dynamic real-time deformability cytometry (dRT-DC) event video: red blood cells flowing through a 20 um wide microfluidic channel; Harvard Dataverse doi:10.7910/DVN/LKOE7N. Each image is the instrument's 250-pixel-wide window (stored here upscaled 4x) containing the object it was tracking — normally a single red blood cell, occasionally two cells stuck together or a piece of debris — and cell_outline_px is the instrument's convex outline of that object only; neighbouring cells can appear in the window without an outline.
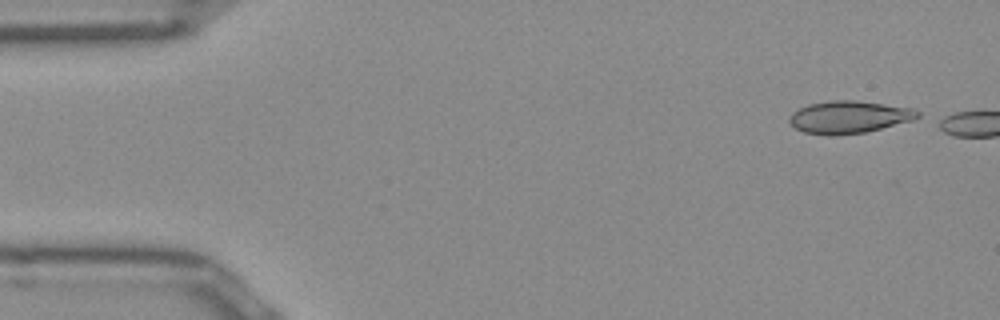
{"species": "Egyptian fruit bat (a non-hibernating species)", "species_latin": "Rousettus aegyptiacus", "temperature_condition": "room temperature", "stored_images_in_passage": 4, "camera_frame_rate_fps": 3000, "um_per_image_px": 0.085, "frame": {"image": 1, "passage_image": 1, "time_ms": 0.0, "image_size_px": [1000, 320], "cell_outline_px": [[920, 116], [912, 120], [864, 132], [832, 136], [828, 136], [804, 132], [796, 128], [788, 120], [792, 112], [808, 104], [832, 100], [856, 100], [912, 108], [920, 112]], "centroid_in_image_um": [72.14, 9.95], "position_along_channel_um": 12.9, "area_um2": 24.04}}